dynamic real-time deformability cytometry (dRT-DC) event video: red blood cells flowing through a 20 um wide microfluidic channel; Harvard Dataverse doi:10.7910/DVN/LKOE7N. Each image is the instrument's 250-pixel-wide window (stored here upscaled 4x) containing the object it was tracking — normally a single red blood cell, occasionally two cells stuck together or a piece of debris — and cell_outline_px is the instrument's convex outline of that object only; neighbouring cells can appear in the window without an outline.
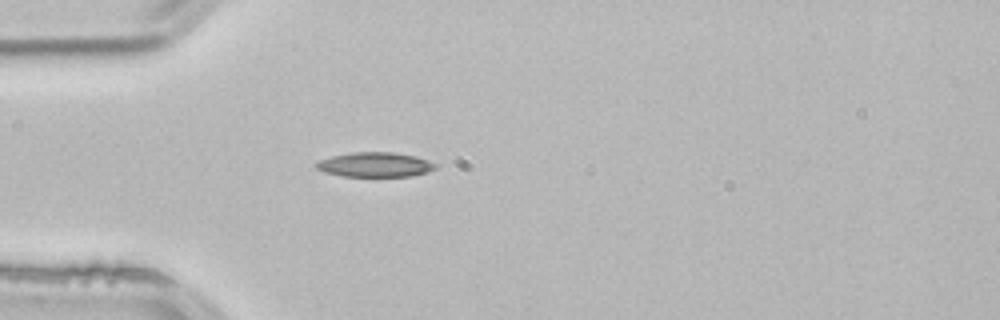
{"species": "common noctule bat (a hibernating species)", "species_latin": "Nyctalus noctula", "temperature_condition": "room temperature", "stored_images_in_passage": 1, "camera_frame_rate_fps": 3000, "um_per_image_px": 0.085, "animal": {"sex": "male", "body_mass_g": 21.5, "forearm_length_mm": 52.0}, "frame": {"image": 1, "passage_image": 1, "time_ms": 0.0, "image_size_px": [1000, 320], "cell_outline_px": [[436, 168], [412, 176], [340, 176], [324, 172], [316, 168], [316, 164], [320, 160], [332, 156], [352, 152], [392, 152], [416, 156], [428, 160], [436, 164]], "centroid_in_image_um": [31.86, 13.99], "position_along_channel_um": 53.1, "area_um2": 16.99}}